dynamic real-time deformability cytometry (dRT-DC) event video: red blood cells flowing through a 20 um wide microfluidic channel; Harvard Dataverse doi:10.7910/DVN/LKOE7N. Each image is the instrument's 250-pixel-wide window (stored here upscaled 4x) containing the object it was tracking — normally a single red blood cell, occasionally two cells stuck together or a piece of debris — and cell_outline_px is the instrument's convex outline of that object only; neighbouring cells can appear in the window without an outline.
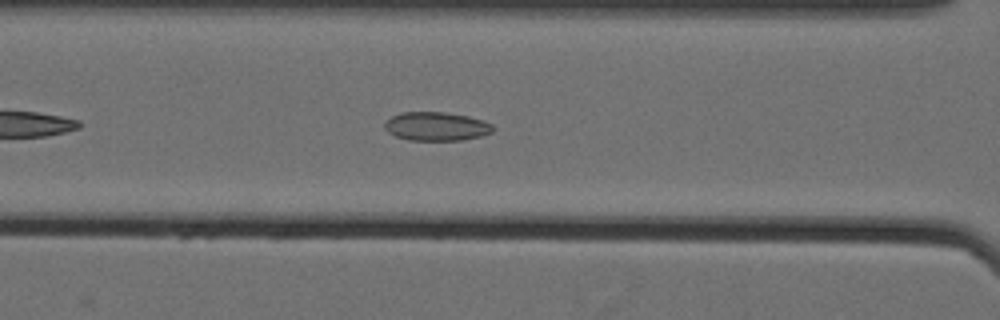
{"species": "Egyptian fruit bat (a non-hibernating species)", "species_latin": "Rousettus aegyptiacus", "temperature_condition": "cold", "stored_images_in_passage": 41, "camera_frame_rate_fps": 3000, "um_per_image_px": 0.085, "animal": {"sex": "female"}, "frame": {"image": 1, "passage_image": 10, "time_ms": 3.0, "image_size_px": [1000, 320], "cell_outline_px": [[492, 132], [484, 136], [460, 140], [408, 140], [396, 136], [388, 132], [384, 128], [384, 124], [392, 116], [400, 112], [444, 112], [468, 116], [484, 120], [492, 124]], "centroid_in_image_um": [37.1, 10.74], "position_along_channel_um": 129.5, "area_um2": 18.15}}
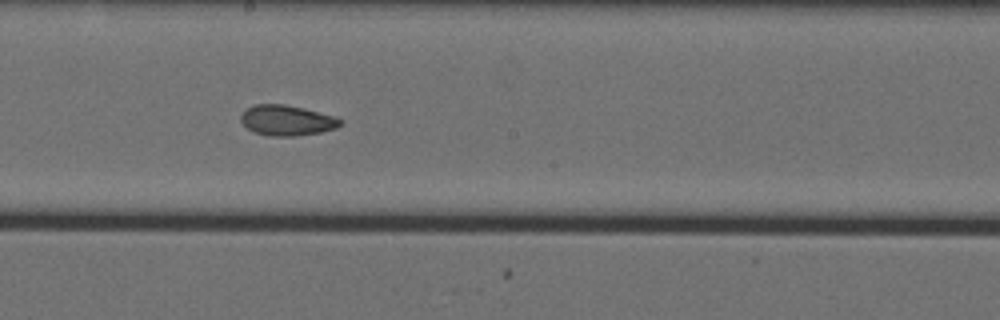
{"frame": {"image": 2, "passage_image": 18, "time_ms": 5.667, "image_size_px": [1000, 320], "cell_outline_px": [[344, 124], [336, 128], [320, 132], [296, 136], [272, 136], [256, 132], [248, 128], [240, 120], [240, 116], [248, 108], [256, 104], [284, 104], [304, 108], [336, 116], [344, 120]], "centroid_in_image_um": [24.46, 10.22], "position_along_channel_um": 223.7, "area_um2": 17.63}}
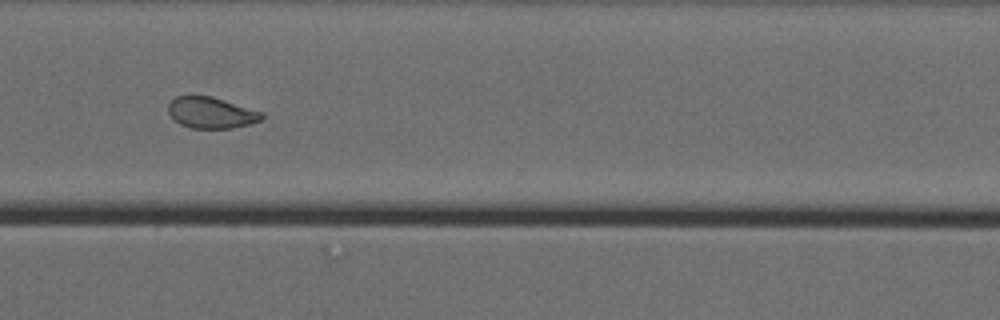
{"frame": {"image": 3, "passage_image": 29, "time_ms": 9.333, "image_size_px": [1000, 320], "cell_outline_px": [[264, 116], [260, 120], [248, 124], [232, 128], [192, 128], [180, 124], [172, 120], [168, 112], [168, 104], [176, 96], [212, 96], [264, 112]], "centroid_in_image_um": [17.93, 9.58], "position_along_channel_um": 352.7, "area_um2": 17.05}, "authors_computed_cell_mechanics": {"area_um2": 17.8024, "velocity_mm_per_s": 3.5349, "shape_relaxation_time_tau1_ms": null, "shape_relaxation_time_tau2_ms": 2.3651, "deformation_change_tau1": null, "deformation_change_tau2": 0.0679}}